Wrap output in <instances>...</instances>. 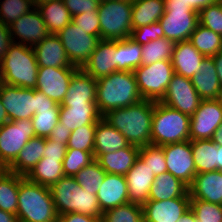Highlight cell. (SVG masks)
<instances>
[{"instance_id": "obj_1", "label": "cell", "mask_w": 222, "mask_h": 222, "mask_svg": "<svg viewBox=\"0 0 222 222\" xmlns=\"http://www.w3.org/2000/svg\"><path fill=\"white\" fill-rule=\"evenodd\" d=\"M154 103L153 100L143 99L137 104L111 110L102 118L116 128L130 145L137 147L151 145Z\"/></svg>"}, {"instance_id": "obj_2", "label": "cell", "mask_w": 222, "mask_h": 222, "mask_svg": "<svg viewBox=\"0 0 222 222\" xmlns=\"http://www.w3.org/2000/svg\"><path fill=\"white\" fill-rule=\"evenodd\" d=\"M142 100L133 71H116L97 79L96 105L102 117Z\"/></svg>"}, {"instance_id": "obj_3", "label": "cell", "mask_w": 222, "mask_h": 222, "mask_svg": "<svg viewBox=\"0 0 222 222\" xmlns=\"http://www.w3.org/2000/svg\"><path fill=\"white\" fill-rule=\"evenodd\" d=\"M19 222H52L58 215L49 187L29 181L19 175L18 207Z\"/></svg>"}, {"instance_id": "obj_4", "label": "cell", "mask_w": 222, "mask_h": 222, "mask_svg": "<svg viewBox=\"0 0 222 222\" xmlns=\"http://www.w3.org/2000/svg\"><path fill=\"white\" fill-rule=\"evenodd\" d=\"M38 69L33 48L12 43L0 62V83L35 89Z\"/></svg>"}, {"instance_id": "obj_5", "label": "cell", "mask_w": 222, "mask_h": 222, "mask_svg": "<svg viewBox=\"0 0 222 222\" xmlns=\"http://www.w3.org/2000/svg\"><path fill=\"white\" fill-rule=\"evenodd\" d=\"M49 189L58 216L79 213L102 218L103 212L99 207L97 196L83 190L74 176H63Z\"/></svg>"}, {"instance_id": "obj_6", "label": "cell", "mask_w": 222, "mask_h": 222, "mask_svg": "<svg viewBox=\"0 0 222 222\" xmlns=\"http://www.w3.org/2000/svg\"><path fill=\"white\" fill-rule=\"evenodd\" d=\"M190 140V116L159 101L154 103L151 145L163 146Z\"/></svg>"}, {"instance_id": "obj_7", "label": "cell", "mask_w": 222, "mask_h": 222, "mask_svg": "<svg viewBox=\"0 0 222 222\" xmlns=\"http://www.w3.org/2000/svg\"><path fill=\"white\" fill-rule=\"evenodd\" d=\"M100 40H122L131 36L132 1H101L98 6Z\"/></svg>"}, {"instance_id": "obj_8", "label": "cell", "mask_w": 222, "mask_h": 222, "mask_svg": "<svg viewBox=\"0 0 222 222\" xmlns=\"http://www.w3.org/2000/svg\"><path fill=\"white\" fill-rule=\"evenodd\" d=\"M140 95L145 100L160 101L174 74L172 61L162 60L141 65L134 71Z\"/></svg>"}, {"instance_id": "obj_9", "label": "cell", "mask_w": 222, "mask_h": 222, "mask_svg": "<svg viewBox=\"0 0 222 222\" xmlns=\"http://www.w3.org/2000/svg\"><path fill=\"white\" fill-rule=\"evenodd\" d=\"M35 137L31 119L8 121L0 127V169H7L30 138Z\"/></svg>"}, {"instance_id": "obj_10", "label": "cell", "mask_w": 222, "mask_h": 222, "mask_svg": "<svg viewBox=\"0 0 222 222\" xmlns=\"http://www.w3.org/2000/svg\"><path fill=\"white\" fill-rule=\"evenodd\" d=\"M73 66L82 68L95 50L100 36L90 35L72 21L56 34Z\"/></svg>"}, {"instance_id": "obj_11", "label": "cell", "mask_w": 222, "mask_h": 222, "mask_svg": "<svg viewBox=\"0 0 222 222\" xmlns=\"http://www.w3.org/2000/svg\"><path fill=\"white\" fill-rule=\"evenodd\" d=\"M201 100L191 79L174 73L165 95L159 102L191 117Z\"/></svg>"}, {"instance_id": "obj_12", "label": "cell", "mask_w": 222, "mask_h": 222, "mask_svg": "<svg viewBox=\"0 0 222 222\" xmlns=\"http://www.w3.org/2000/svg\"><path fill=\"white\" fill-rule=\"evenodd\" d=\"M0 99L10 121L31 119L35 114V89L0 83Z\"/></svg>"}, {"instance_id": "obj_13", "label": "cell", "mask_w": 222, "mask_h": 222, "mask_svg": "<svg viewBox=\"0 0 222 222\" xmlns=\"http://www.w3.org/2000/svg\"><path fill=\"white\" fill-rule=\"evenodd\" d=\"M161 147L165 154L167 172L190 186L196 175L190 140Z\"/></svg>"}, {"instance_id": "obj_14", "label": "cell", "mask_w": 222, "mask_h": 222, "mask_svg": "<svg viewBox=\"0 0 222 222\" xmlns=\"http://www.w3.org/2000/svg\"><path fill=\"white\" fill-rule=\"evenodd\" d=\"M222 123V106L215 100H201L190 117V140L212 139Z\"/></svg>"}, {"instance_id": "obj_15", "label": "cell", "mask_w": 222, "mask_h": 222, "mask_svg": "<svg viewBox=\"0 0 222 222\" xmlns=\"http://www.w3.org/2000/svg\"><path fill=\"white\" fill-rule=\"evenodd\" d=\"M159 23L162 25L164 38L174 42L189 40L199 23L198 12L192 9H165Z\"/></svg>"}, {"instance_id": "obj_16", "label": "cell", "mask_w": 222, "mask_h": 222, "mask_svg": "<svg viewBox=\"0 0 222 222\" xmlns=\"http://www.w3.org/2000/svg\"><path fill=\"white\" fill-rule=\"evenodd\" d=\"M79 68L39 67L36 90L61 104L65 98L73 74Z\"/></svg>"}, {"instance_id": "obj_17", "label": "cell", "mask_w": 222, "mask_h": 222, "mask_svg": "<svg viewBox=\"0 0 222 222\" xmlns=\"http://www.w3.org/2000/svg\"><path fill=\"white\" fill-rule=\"evenodd\" d=\"M8 28L13 43H17L14 39L17 35V39L20 38L18 44L31 47L40 43L50 34L37 7L23 14L18 20L9 25Z\"/></svg>"}, {"instance_id": "obj_18", "label": "cell", "mask_w": 222, "mask_h": 222, "mask_svg": "<svg viewBox=\"0 0 222 222\" xmlns=\"http://www.w3.org/2000/svg\"><path fill=\"white\" fill-rule=\"evenodd\" d=\"M190 193L163 201H146L143 205L144 222H177L190 209Z\"/></svg>"}, {"instance_id": "obj_19", "label": "cell", "mask_w": 222, "mask_h": 222, "mask_svg": "<svg viewBox=\"0 0 222 222\" xmlns=\"http://www.w3.org/2000/svg\"><path fill=\"white\" fill-rule=\"evenodd\" d=\"M81 69L94 79L116 72L117 40H100Z\"/></svg>"}, {"instance_id": "obj_20", "label": "cell", "mask_w": 222, "mask_h": 222, "mask_svg": "<svg viewBox=\"0 0 222 222\" xmlns=\"http://www.w3.org/2000/svg\"><path fill=\"white\" fill-rule=\"evenodd\" d=\"M96 196L102 212L129 203L126 177L124 175L106 173Z\"/></svg>"}, {"instance_id": "obj_21", "label": "cell", "mask_w": 222, "mask_h": 222, "mask_svg": "<svg viewBox=\"0 0 222 222\" xmlns=\"http://www.w3.org/2000/svg\"><path fill=\"white\" fill-rule=\"evenodd\" d=\"M38 67L78 68L73 66L56 34H49L32 47Z\"/></svg>"}, {"instance_id": "obj_22", "label": "cell", "mask_w": 222, "mask_h": 222, "mask_svg": "<svg viewBox=\"0 0 222 222\" xmlns=\"http://www.w3.org/2000/svg\"><path fill=\"white\" fill-rule=\"evenodd\" d=\"M128 186L129 202L143 205L149 201V191L155 176L148 165L138 157L133 167L125 175Z\"/></svg>"}, {"instance_id": "obj_23", "label": "cell", "mask_w": 222, "mask_h": 222, "mask_svg": "<svg viewBox=\"0 0 222 222\" xmlns=\"http://www.w3.org/2000/svg\"><path fill=\"white\" fill-rule=\"evenodd\" d=\"M189 193L191 200L222 205V172L216 170L196 174Z\"/></svg>"}, {"instance_id": "obj_24", "label": "cell", "mask_w": 222, "mask_h": 222, "mask_svg": "<svg viewBox=\"0 0 222 222\" xmlns=\"http://www.w3.org/2000/svg\"><path fill=\"white\" fill-rule=\"evenodd\" d=\"M97 79H94L82 69L72 76L69 88L60 106L71 104H96Z\"/></svg>"}, {"instance_id": "obj_25", "label": "cell", "mask_w": 222, "mask_h": 222, "mask_svg": "<svg viewBox=\"0 0 222 222\" xmlns=\"http://www.w3.org/2000/svg\"><path fill=\"white\" fill-rule=\"evenodd\" d=\"M204 57L189 40L175 42L171 60L174 73L191 79L200 71Z\"/></svg>"}, {"instance_id": "obj_26", "label": "cell", "mask_w": 222, "mask_h": 222, "mask_svg": "<svg viewBox=\"0 0 222 222\" xmlns=\"http://www.w3.org/2000/svg\"><path fill=\"white\" fill-rule=\"evenodd\" d=\"M101 118L96 104L60 106L59 122L71 132L84 125H96Z\"/></svg>"}, {"instance_id": "obj_27", "label": "cell", "mask_w": 222, "mask_h": 222, "mask_svg": "<svg viewBox=\"0 0 222 222\" xmlns=\"http://www.w3.org/2000/svg\"><path fill=\"white\" fill-rule=\"evenodd\" d=\"M140 147L128 145L118 151L94 154L95 159L106 173L126 175L138 158Z\"/></svg>"}, {"instance_id": "obj_28", "label": "cell", "mask_w": 222, "mask_h": 222, "mask_svg": "<svg viewBox=\"0 0 222 222\" xmlns=\"http://www.w3.org/2000/svg\"><path fill=\"white\" fill-rule=\"evenodd\" d=\"M192 84L202 100L216 99L220 82L213 57H204L200 71L191 78Z\"/></svg>"}, {"instance_id": "obj_29", "label": "cell", "mask_w": 222, "mask_h": 222, "mask_svg": "<svg viewBox=\"0 0 222 222\" xmlns=\"http://www.w3.org/2000/svg\"><path fill=\"white\" fill-rule=\"evenodd\" d=\"M189 192V186L171 173L157 175L149 191V201H163L183 197Z\"/></svg>"}, {"instance_id": "obj_30", "label": "cell", "mask_w": 222, "mask_h": 222, "mask_svg": "<svg viewBox=\"0 0 222 222\" xmlns=\"http://www.w3.org/2000/svg\"><path fill=\"white\" fill-rule=\"evenodd\" d=\"M45 141L46 137L35 136L30 138L27 144L19 152L15 161L7 168V170L13 172L14 174L26 176L43 157Z\"/></svg>"}, {"instance_id": "obj_31", "label": "cell", "mask_w": 222, "mask_h": 222, "mask_svg": "<svg viewBox=\"0 0 222 222\" xmlns=\"http://www.w3.org/2000/svg\"><path fill=\"white\" fill-rule=\"evenodd\" d=\"M128 145L126 138L103 118L96 123L94 154L112 153Z\"/></svg>"}, {"instance_id": "obj_32", "label": "cell", "mask_w": 222, "mask_h": 222, "mask_svg": "<svg viewBox=\"0 0 222 222\" xmlns=\"http://www.w3.org/2000/svg\"><path fill=\"white\" fill-rule=\"evenodd\" d=\"M50 34H57L71 21L72 16L62 0H49L37 6Z\"/></svg>"}, {"instance_id": "obj_33", "label": "cell", "mask_w": 222, "mask_h": 222, "mask_svg": "<svg viewBox=\"0 0 222 222\" xmlns=\"http://www.w3.org/2000/svg\"><path fill=\"white\" fill-rule=\"evenodd\" d=\"M62 161L42 157L25 177L31 182L50 187L64 176Z\"/></svg>"}, {"instance_id": "obj_34", "label": "cell", "mask_w": 222, "mask_h": 222, "mask_svg": "<svg viewBox=\"0 0 222 222\" xmlns=\"http://www.w3.org/2000/svg\"><path fill=\"white\" fill-rule=\"evenodd\" d=\"M165 12L164 0H136L132 2V27L150 25L159 21Z\"/></svg>"}, {"instance_id": "obj_35", "label": "cell", "mask_w": 222, "mask_h": 222, "mask_svg": "<svg viewBox=\"0 0 222 222\" xmlns=\"http://www.w3.org/2000/svg\"><path fill=\"white\" fill-rule=\"evenodd\" d=\"M196 174L217 170L218 146L212 139L190 140Z\"/></svg>"}, {"instance_id": "obj_36", "label": "cell", "mask_w": 222, "mask_h": 222, "mask_svg": "<svg viewBox=\"0 0 222 222\" xmlns=\"http://www.w3.org/2000/svg\"><path fill=\"white\" fill-rule=\"evenodd\" d=\"M19 174L0 169V209L16 214L18 207Z\"/></svg>"}, {"instance_id": "obj_37", "label": "cell", "mask_w": 222, "mask_h": 222, "mask_svg": "<svg viewBox=\"0 0 222 222\" xmlns=\"http://www.w3.org/2000/svg\"><path fill=\"white\" fill-rule=\"evenodd\" d=\"M189 41L205 57H213L222 51V36L199 23Z\"/></svg>"}, {"instance_id": "obj_38", "label": "cell", "mask_w": 222, "mask_h": 222, "mask_svg": "<svg viewBox=\"0 0 222 222\" xmlns=\"http://www.w3.org/2000/svg\"><path fill=\"white\" fill-rule=\"evenodd\" d=\"M142 65V45L133 39L117 40V71H134Z\"/></svg>"}, {"instance_id": "obj_39", "label": "cell", "mask_w": 222, "mask_h": 222, "mask_svg": "<svg viewBox=\"0 0 222 222\" xmlns=\"http://www.w3.org/2000/svg\"><path fill=\"white\" fill-rule=\"evenodd\" d=\"M175 42L167 38L149 41L142 45V65L153 64L158 61L172 60Z\"/></svg>"}, {"instance_id": "obj_40", "label": "cell", "mask_w": 222, "mask_h": 222, "mask_svg": "<svg viewBox=\"0 0 222 222\" xmlns=\"http://www.w3.org/2000/svg\"><path fill=\"white\" fill-rule=\"evenodd\" d=\"M106 172L101 168L98 161L93 162L82 168L74 177L76 182L83 190L89 191L90 194L97 193L100 185L103 183Z\"/></svg>"}, {"instance_id": "obj_41", "label": "cell", "mask_w": 222, "mask_h": 222, "mask_svg": "<svg viewBox=\"0 0 222 222\" xmlns=\"http://www.w3.org/2000/svg\"><path fill=\"white\" fill-rule=\"evenodd\" d=\"M102 222H144L142 205L127 203L103 212Z\"/></svg>"}, {"instance_id": "obj_42", "label": "cell", "mask_w": 222, "mask_h": 222, "mask_svg": "<svg viewBox=\"0 0 222 222\" xmlns=\"http://www.w3.org/2000/svg\"><path fill=\"white\" fill-rule=\"evenodd\" d=\"M34 7L32 0H3L0 2V22L8 27Z\"/></svg>"}, {"instance_id": "obj_43", "label": "cell", "mask_w": 222, "mask_h": 222, "mask_svg": "<svg viewBox=\"0 0 222 222\" xmlns=\"http://www.w3.org/2000/svg\"><path fill=\"white\" fill-rule=\"evenodd\" d=\"M138 157L148 165L151 173L157 175L167 172L164 150L161 146L147 145L140 147Z\"/></svg>"}, {"instance_id": "obj_44", "label": "cell", "mask_w": 222, "mask_h": 222, "mask_svg": "<svg viewBox=\"0 0 222 222\" xmlns=\"http://www.w3.org/2000/svg\"><path fill=\"white\" fill-rule=\"evenodd\" d=\"M94 160V152L67 149L62 161L64 176H75L82 168Z\"/></svg>"}, {"instance_id": "obj_45", "label": "cell", "mask_w": 222, "mask_h": 222, "mask_svg": "<svg viewBox=\"0 0 222 222\" xmlns=\"http://www.w3.org/2000/svg\"><path fill=\"white\" fill-rule=\"evenodd\" d=\"M96 125H84L71 132L67 142V149L94 152Z\"/></svg>"}, {"instance_id": "obj_46", "label": "cell", "mask_w": 222, "mask_h": 222, "mask_svg": "<svg viewBox=\"0 0 222 222\" xmlns=\"http://www.w3.org/2000/svg\"><path fill=\"white\" fill-rule=\"evenodd\" d=\"M60 110H38L31 118L35 136L48 137L59 122Z\"/></svg>"}, {"instance_id": "obj_47", "label": "cell", "mask_w": 222, "mask_h": 222, "mask_svg": "<svg viewBox=\"0 0 222 222\" xmlns=\"http://www.w3.org/2000/svg\"><path fill=\"white\" fill-rule=\"evenodd\" d=\"M190 209L196 216V222H222V205L202 200H191Z\"/></svg>"}, {"instance_id": "obj_48", "label": "cell", "mask_w": 222, "mask_h": 222, "mask_svg": "<svg viewBox=\"0 0 222 222\" xmlns=\"http://www.w3.org/2000/svg\"><path fill=\"white\" fill-rule=\"evenodd\" d=\"M199 24L222 36V4L218 1L198 12Z\"/></svg>"}, {"instance_id": "obj_49", "label": "cell", "mask_w": 222, "mask_h": 222, "mask_svg": "<svg viewBox=\"0 0 222 222\" xmlns=\"http://www.w3.org/2000/svg\"><path fill=\"white\" fill-rule=\"evenodd\" d=\"M130 38L136 43L144 45L149 41L164 38V31L162 25L157 21L150 25L140 26L139 28L133 29Z\"/></svg>"}, {"instance_id": "obj_50", "label": "cell", "mask_w": 222, "mask_h": 222, "mask_svg": "<svg viewBox=\"0 0 222 222\" xmlns=\"http://www.w3.org/2000/svg\"><path fill=\"white\" fill-rule=\"evenodd\" d=\"M72 22L79 28L85 30L87 34L100 36V23L98 9L72 17Z\"/></svg>"}, {"instance_id": "obj_51", "label": "cell", "mask_w": 222, "mask_h": 222, "mask_svg": "<svg viewBox=\"0 0 222 222\" xmlns=\"http://www.w3.org/2000/svg\"><path fill=\"white\" fill-rule=\"evenodd\" d=\"M71 16L94 11L98 9L101 0H62Z\"/></svg>"}, {"instance_id": "obj_52", "label": "cell", "mask_w": 222, "mask_h": 222, "mask_svg": "<svg viewBox=\"0 0 222 222\" xmlns=\"http://www.w3.org/2000/svg\"><path fill=\"white\" fill-rule=\"evenodd\" d=\"M67 151V143H59L58 141H51L48 137L45 141V150L43 157L63 160Z\"/></svg>"}, {"instance_id": "obj_53", "label": "cell", "mask_w": 222, "mask_h": 222, "mask_svg": "<svg viewBox=\"0 0 222 222\" xmlns=\"http://www.w3.org/2000/svg\"><path fill=\"white\" fill-rule=\"evenodd\" d=\"M38 110H60V104L35 89V113Z\"/></svg>"}, {"instance_id": "obj_54", "label": "cell", "mask_w": 222, "mask_h": 222, "mask_svg": "<svg viewBox=\"0 0 222 222\" xmlns=\"http://www.w3.org/2000/svg\"><path fill=\"white\" fill-rule=\"evenodd\" d=\"M12 43L9 28L0 22V62Z\"/></svg>"}, {"instance_id": "obj_55", "label": "cell", "mask_w": 222, "mask_h": 222, "mask_svg": "<svg viewBox=\"0 0 222 222\" xmlns=\"http://www.w3.org/2000/svg\"><path fill=\"white\" fill-rule=\"evenodd\" d=\"M59 217L63 222H102V218L79 213H66Z\"/></svg>"}, {"instance_id": "obj_56", "label": "cell", "mask_w": 222, "mask_h": 222, "mask_svg": "<svg viewBox=\"0 0 222 222\" xmlns=\"http://www.w3.org/2000/svg\"><path fill=\"white\" fill-rule=\"evenodd\" d=\"M71 135V131L66 129L64 126H61V123L58 122L54 129L51 131V134L48 138L51 141H58L59 143H67Z\"/></svg>"}, {"instance_id": "obj_57", "label": "cell", "mask_w": 222, "mask_h": 222, "mask_svg": "<svg viewBox=\"0 0 222 222\" xmlns=\"http://www.w3.org/2000/svg\"><path fill=\"white\" fill-rule=\"evenodd\" d=\"M182 1L187 3V6H189L192 10L199 12L208 5L217 3L219 0H182Z\"/></svg>"}, {"instance_id": "obj_58", "label": "cell", "mask_w": 222, "mask_h": 222, "mask_svg": "<svg viewBox=\"0 0 222 222\" xmlns=\"http://www.w3.org/2000/svg\"><path fill=\"white\" fill-rule=\"evenodd\" d=\"M165 2V9H172V8H179V9H191L187 6L182 0H164Z\"/></svg>"}, {"instance_id": "obj_59", "label": "cell", "mask_w": 222, "mask_h": 222, "mask_svg": "<svg viewBox=\"0 0 222 222\" xmlns=\"http://www.w3.org/2000/svg\"><path fill=\"white\" fill-rule=\"evenodd\" d=\"M220 85L222 86V51L213 56Z\"/></svg>"}, {"instance_id": "obj_60", "label": "cell", "mask_w": 222, "mask_h": 222, "mask_svg": "<svg viewBox=\"0 0 222 222\" xmlns=\"http://www.w3.org/2000/svg\"><path fill=\"white\" fill-rule=\"evenodd\" d=\"M0 222H19L16 214L5 212L0 209Z\"/></svg>"}, {"instance_id": "obj_61", "label": "cell", "mask_w": 222, "mask_h": 222, "mask_svg": "<svg viewBox=\"0 0 222 222\" xmlns=\"http://www.w3.org/2000/svg\"><path fill=\"white\" fill-rule=\"evenodd\" d=\"M196 220L194 212L189 209L177 222H196Z\"/></svg>"}, {"instance_id": "obj_62", "label": "cell", "mask_w": 222, "mask_h": 222, "mask_svg": "<svg viewBox=\"0 0 222 222\" xmlns=\"http://www.w3.org/2000/svg\"><path fill=\"white\" fill-rule=\"evenodd\" d=\"M212 140L217 146L222 145V123L214 132Z\"/></svg>"}, {"instance_id": "obj_63", "label": "cell", "mask_w": 222, "mask_h": 222, "mask_svg": "<svg viewBox=\"0 0 222 222\" xmlns=\"http://www.w3.org/2000/svg\"><path fill=\"white\" fill-rule=\"evenodd\" d=\"M8 121H10L9 117H8L6 109L4 108L2 101L0 99V127L3 126Z\"/></svg>"}, {"instance_id": "obj_64", "label": "cell", "mask_w": 222, "mask_h": 222, "mask_svg": "<svg viewBox=\"0 0 222 222\" xmlns=\"http://www.w3.org/2000/svg\"><path fill=\"white\" fill-rule=\"evenodd\" d=\"M217 151V170L222 172V145L218 146Z\"/></svg>"}, {"instance_id": "obj_65", "label": "cell", "mask_w": 222, "mask_h": 222, "mask_svg": "<svg viewBox=\"0 0 222 222\" xmlns=\"http://www.w3.org/2000/svg\"><path fill=\"white\" fill-rule=\"evenodd\" d=\"M215 100L222 106V86H220L217 98Z\"/></svg>"}, {"instance_id": "obj_66", "label": "cell", "mask_w": 222, "mask_h": 222, "mask_svg": "<svg viewBox=\"0 0 222 222\" xmlns=\"http://www.w3.org/2000/svg\"><path fill=\"white\" fill-rule=\"evenodd\" d=\"M49 0H32V3L35 7H37L39 4L47 2Z\"/></svg>"}, {"instance_id": "obj_67", "label": "cell", "mask_w": 222, "mask_h": 222, "mask_svg": "<svg viewBox=\"0 0 222 222\" xmlns=\"http://www.w3.org/2000/svg\"><path fill=\"white\" fill-rule=\"evenodd\" d=\"M52 222H63L62 219L58 216L54 221Z\"/></svg>"}]
</instances>
